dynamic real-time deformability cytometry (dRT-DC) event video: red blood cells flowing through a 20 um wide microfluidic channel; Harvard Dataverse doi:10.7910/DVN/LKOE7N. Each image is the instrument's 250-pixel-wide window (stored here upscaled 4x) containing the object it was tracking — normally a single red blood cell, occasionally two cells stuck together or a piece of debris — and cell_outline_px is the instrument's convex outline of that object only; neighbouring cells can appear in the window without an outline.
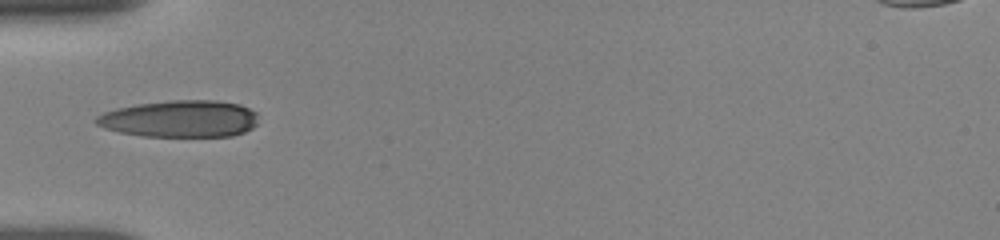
{"species": "human", "species_latin": "Homo sapiens", "temperature_condition": "room temperature", "stored_images_in_passage": 8, "camera_frame_rate_fps": 3000, "um_per_image_px": 0.085, "donor": {"sex": "female"}, "frame": {"image": 1, "passage_image": 1, "time_ms": 0.0, "image_size_px": [1000, 240], "cell_outline_px": [[256, 124], [252, 128], [244, 132], [232, 136], [140, 136], [120, 132], [104, 128], [96, 124], [92, 120], [96, 116], [104, 112], [116, 108], [136, 104], [172, 100], [216, 100], [240, 104], [256, 112]], "centroid_in_image_um": [15.27, 10.09], "position_along_channel_um": 69.7, "area_um2": 35.03}}
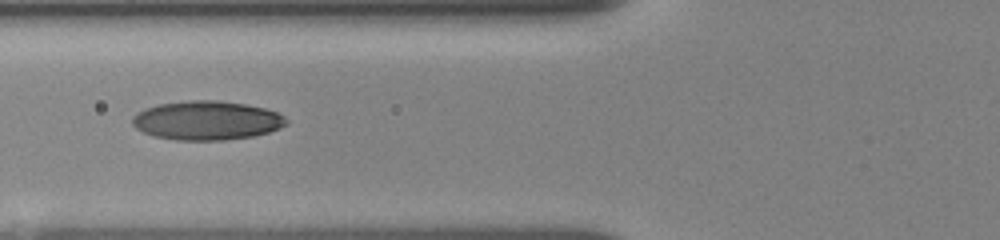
{"frame": {"image": 2, "passage_image": 7, "time_ms": 1.0, "image_size_px": [1000, 240], "cell_outline_px": [[288, 124], [280, 128], [268, 132], [252, 136], [224, 140], [176, 140], [152, 136], [136, 128], [132, 124], [132, 116], [136, 112], [144, 108], [160, 104], [188, 100], [216, 100], [244, 104], [264, 108], [276, 112], [284, 116], [288, 120]], "centroid_in_image_um": [17.55, 10.24], "position_along_channel_um": 108.2, "area_um2": 35.08}}